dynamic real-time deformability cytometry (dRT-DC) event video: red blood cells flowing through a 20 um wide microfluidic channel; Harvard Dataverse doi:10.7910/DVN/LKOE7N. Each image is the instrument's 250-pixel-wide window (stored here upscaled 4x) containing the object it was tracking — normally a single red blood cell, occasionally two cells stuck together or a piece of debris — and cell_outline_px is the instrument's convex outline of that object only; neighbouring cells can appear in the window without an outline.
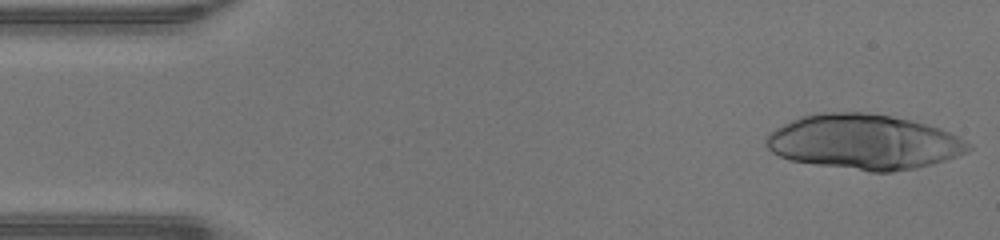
{"species": "human", "species_latin": "Homo sapiens", "temperature_condition": "warm", "stored_images_in_passage": 26, "segment_of_instrument_passage": [1, 2], "camera_frame_rate_fps": 3000, "um_per_image_px": 0.085, "donor": {"sex": "male"}, "frame": {"image": 1, "passage_image": 1, "time_ms": 0.0, "image_size_px": [1000, 240], "cell_outline_px": [[972, 148], [968, 152], [932, 164], [916, 168], [892, 172], [872, 172], [816, 164], [792, 160], [780, 156], [772, 152], [764, 144], [764, 140], [768, 132], [800, 116], [820, 112], [860, 112], [892, 116], [912, 120], [940, 128], [960, 136], [972, 144]], "centroid_in_image_um": [73.45, 12.06], "position_along_channel_um": 11.5, "area_um2": 65.03}}